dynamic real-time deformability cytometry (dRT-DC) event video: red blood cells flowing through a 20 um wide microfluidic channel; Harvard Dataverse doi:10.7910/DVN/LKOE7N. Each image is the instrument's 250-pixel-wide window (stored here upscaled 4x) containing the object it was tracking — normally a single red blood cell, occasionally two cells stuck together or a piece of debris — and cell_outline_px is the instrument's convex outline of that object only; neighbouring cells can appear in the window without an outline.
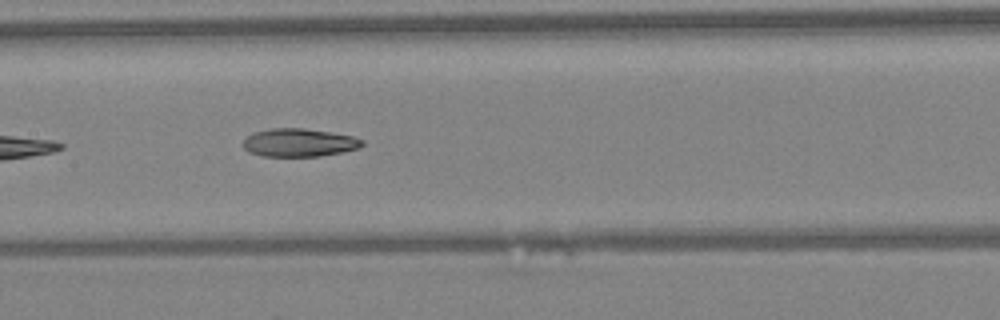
{"species": "Egyptian fruit bat (a non-hibernating species)", "species_latin": "Rousettus aegyptiacus", "temperature_condition": "warm", "stored_images_in_passage": 33, "camera_frame_rate_fps": 3000, "um_per_image_px": 0.085, "animal": {"sex": "female"}, "frame": {"image": 1, "passage_image": 10, "time_ms": 3.0, "image_size_px": [1000, 320], "cell_outline_px": [[364, 144], [360, 148], [320, 156], [264, 156], [248, 152], [244, 148], [244, 140], [252, 132], [268, 128], [304, 128], [352, 136], [364, 140]], "centroid_in_image_um": [25.41, 12.12], "position_along_channel_um": 182.0, "area_um2": 19.48}}